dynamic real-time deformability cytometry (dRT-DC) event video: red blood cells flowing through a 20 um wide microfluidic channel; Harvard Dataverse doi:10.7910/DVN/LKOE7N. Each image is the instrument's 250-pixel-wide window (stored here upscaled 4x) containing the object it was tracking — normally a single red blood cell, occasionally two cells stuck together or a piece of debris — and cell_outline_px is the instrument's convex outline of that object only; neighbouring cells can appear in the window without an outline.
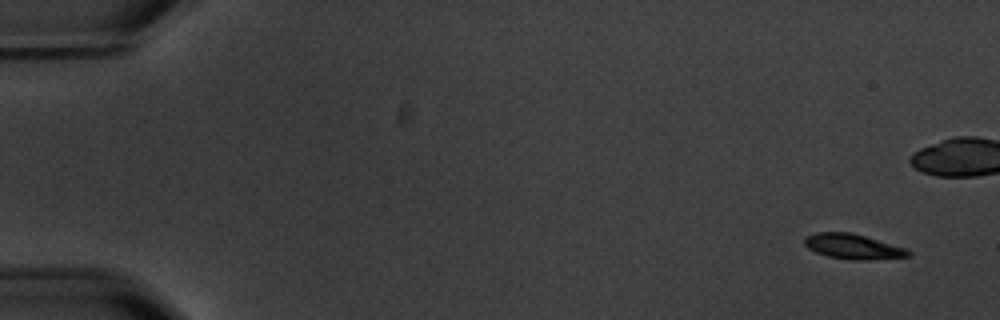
{"species": "common noctule bat (a hibernating species)", "species_latin": "Nyctalus noctula", "temperature_condition": "warm", "stored_images_in_passage": 5, "camera_frame_rate_fps": 3000, "um_per_image_px": 0.085, "animal": {"sex": "male", "body_mass_g": 20.1, "forearm_length_mm": 53.5}, "frame": {"image": 1, "passage_image": 1, "time_ms": 0.0, "image_size_px": [1000, 320], "cell_outline_px": [[912, 252], [908, 256], [868, 260], [848, 260], [828, 256], [816, 252], [808, 248], [804, 244], [804, 236], [816, 232], [852, 232], [904, 248]], "centroid_in_image_um": [72.44, 20.95], "position_along_channel_um": 12.6, "area_um2": 15.09}}